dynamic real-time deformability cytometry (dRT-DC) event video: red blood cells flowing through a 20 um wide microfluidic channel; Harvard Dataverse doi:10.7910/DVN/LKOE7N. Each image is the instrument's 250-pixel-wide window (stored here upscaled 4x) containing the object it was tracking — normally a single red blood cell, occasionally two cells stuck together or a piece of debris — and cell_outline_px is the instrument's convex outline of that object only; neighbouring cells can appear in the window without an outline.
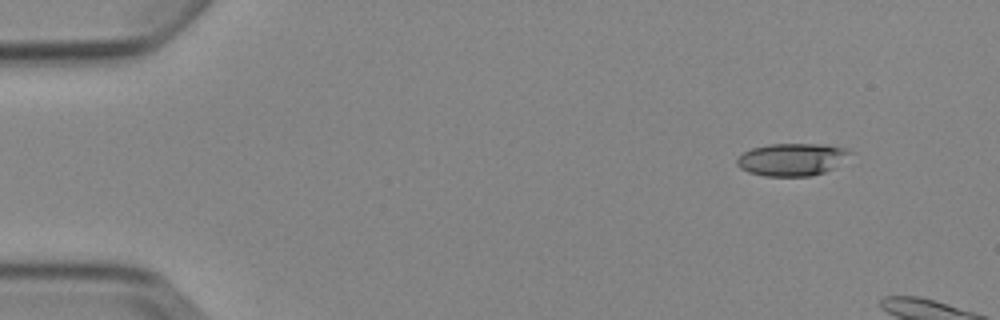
{"species": "Egyptian fruit bat (a non-hibernating species)", "species_latin": "Rousettus aegyptiacus", "temperature_condition": "cold", "stored_images_in_passage": 4, "camera_frame_rate_fps": 3000, "um_per_image_px": 0.085, "animal": {"sex": "female"}, "frame": {"image": 1, "passage_image": 2, "time_ms": 1.333, "image_size_px": [1000, 320], "cell_outline_px": [[852, 152], [832, 168], [824, 172], [812, 176], [764, 176], [748, 172], [740, 168], [736, 164], [736, 160], [744, 152], [752, 148], [768, 144], [824, 144], [848, 148]], "centroid_in_image_um": [67.28, 13.55], "position_along_channel_um": 17.7, "area_um2": 21.33}}